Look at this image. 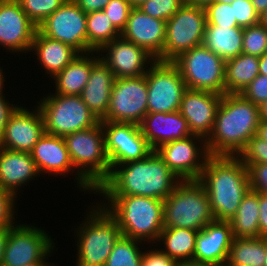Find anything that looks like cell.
<instances>
[{"instance_id":"obj_56","label":"cell","mask_w":267,"mask_h":266,"mask_svg":"<svg viewBox=\"0 0 267 266\" xmlns=\"http://www.w3.org/2000/svg\"><path fill=\"white\" fill-rule=\"evenodd\" d=\"M5 75H4V72H3V69H2V67L0 66V98H2V97H5L4 95V93H3V89H6L5 87H3V86H5L6 84L4 83L5 82V77H4Z\"/></svg>"},{"instance_id":"obj_22","label":"cell","mask_w":267,"mask_h":266,"mask_svg":"<svg viewBox=\"0 0 267 266\" xmlns=\"http://www.w3.org/2000/svg\"><path fill=\"white\" fill-rule=\"evenodd\" d=\"M233 239L229 221L213 220L198 231L193 262L225 266Z\"/></svg>"},{"instance_id":"obj_1","label":"cell","mask_w":267,"mask_h":266,"mask_svg":"<svg viewBox=\"0 0 267 266\" xmlns=\"http://www.w3.org/2000/svg\"><path fill=\"white\" fill-rule=\"evenodd\" d=\"M180 182L158 153L152 151L142 160L112 166L95 194L138 195L164 201Z\"/></svg>"},{"instance_id":"obj_38","label":"cell","mask_w":267,"mask_h":266,"mask_svg":"<svg viewBox=\"0 0 267 266\" xmlns=\"http://www.w3.org/2000/svg\"><path fill=\"white\" fill-rule=\"evenodd\" d=\"M206 25L239 27L234 17L233 7L228 3L213 2L204 8Z\"/></svg>"},{"instance_id":"obj_45","label":"cell","mask_w":267,"mask_h":266,"mask_svg":"<svg viewBox=\"0 0 267 266\" xmlns=\"http://www.w3.org/2000/svg\"><path fill=\"white\" fill-rule=\"evenodd\" d=\"M141 266H178V263L154 246L153 249L143 251Z\"/></svg>"},{"instance_id":"obj_13","label":"cell","mask_w":267,"mask_h":266,"mask_svg":"<svg viewBox=\"0 0 267 266\" xmlns=\"http://www.w3.org/2000/svg\"><path fill=\"white\" fill-rule=\"evenodd\" d=\"M146 76L116 79L102 121L140 124L148 113Z\"/></svg>"},{"instance_id":"obj_4","label":"cell","mask_w":267,"mask_h":266,"mask_svg":"<svg viewBox=\"0 0 267 266\" xmlns=\"http://www.w3.org/2000/svg\"><path fill=\"white\" fill-rule=\"evenodd\" d=\"M101 196L107 202L100 200L99 204L117 221L123 236L156 245L164 228L163 200L138 195Z\"/></svg>"},{"instance_id":"obj_2","label":"cell","mask_w":267,"mask_h":266,"mask_svg":"<svg viewBox=\"0 0 267 266\" xmlns=\"http://www.w3.org/2000/svg\"><path fill=\"white\" fill-rule=\"evenodd\" d=\"M198 181L205 187L215 220L229 221L251 189L249 170L238 156L210 155Z\"/></svg>"},{"instance_id":"obj_33","label":"cell","mask_w":267,"mask_h":266,"mask_svg":"<svg viewBox=\"0 0 267 266\" xmlns=\"http://www.w3.org/2000/svg\"><path fill=\"white\" fill-rule=\"evenodd\" d=\"M267 238H235L225 266H265Z\"/></svg>"},{"instance_id":"obj_30","label":"cell","mask_w":267,"mask_h":266,"mask_svg":"<svg viewBox=\"0 0 267 266\" xmlns=\"http://www.w3.org/2000/svg\"><path fill=\"white\" fill-rule=\"evenodd\" d=\"M259 75V57L241 53L225 61V94L241 93Z\"/></svg>"},{"instance_id":"obj_42","label":"cell","mask_w":267,"mask_h":266,"mask_svg":"<svg viewBox=\"0 0 267 266\" xmlns=\"http://www.w3.org/2000/svg\"><path fill=\"white\" fill-rule=\"evenodd\" d=\"M231 6L239 27L245 28L259 23V15L256 13L251 0H235Z\"/></svg>"},{"instance_id":"obj_20","label":"cell","mask_w":267,"mask_h":266,"mask_svg":"<svg viewBox=\"0 0 267 266\" xmlns=\"http://www.w3.org/2000/svg\"><path fill=\"white\" fill-rule=\"evenodd\" d=\"M35 110L17 106L5 126L0 147L12 151L31 153L34 145L45 133L44 119L40 108Z\"/></svg>"},{"instance_id":"obj_12","label":"cell","mask_w":267,"mask_h":266,"mask_svg":"<svg viewBox=\"0 0 267 266\" xmlns=\"http://www.w3.org/2000/svg\"><path fill=\"white\" fill-rule=\"evenodd\" d=\"M53 238L30 224L14 225L5 244L2 266H26L42 262L54 252Z\"/></svg>"},{"instance_id":"obj_10","label":"cell","mask_w":267,"mask_h":266,"mask_svg":"<svg viewBox=\"0 0 267 266\" xmlns=\"http://www.w3.org/2000/svg\"><path fill=\"white\" fill-rule=\"evenodd\" d=\"M206 14L202 7L184 4L166 21L165 44L158 61H173L181 53L203 44Z\"/></svg>"},{"instance_id":"obj_43","label":"cell","mask_w":267,"mask_h":266,"mask_svg":"<svg viewBox=\"0 0 267 266\" xmlns=\"http://www.w3.org/2000/svg\"><path fill=\"white\" fill-rule=\"evenodd\" d=\"M16 196L0 188V228L16 225Z\"/></svg>"},{"instance_id":"obj_49","label":"cell","mask_w":267,"mask_h":266,"mask_svg":"<svg viewBox=\"0 0 267 266\" xmlns=\"http://www.w3.org/2000/svg\"><path fill=\"white\" fill-rule=\"evenodd\" d=\"M110 0H75L74 2L86 14L101 11Z\"/></svg>"},{"instance_id":"obj_19","label":"cell","mask_w":267,"mask_h":266,"mask_svg":"<svg viewBox=\"0 0 267 266\" xmlns=\"http://www.w3.org/2000/svg\"><path fill=\"white\" fill-rule=\"evenodd\" d=\"M37 30V25L16 0H0V47L3 46V50L17 54L30 52Z\"/></svg>"},{"instance_id":"obj_37","label":"cell","mask_w":267,"mask_h":266,"mask_svg":"<svg viewBox=\"0 0 267 266\" xmlns=\"http://www.w3.org/2000/svg\"><path fill=\"white\" fill-rule=\"evenodd\" d=\"M28 18L39 25L53 14L65 1L64 0H16Z\"/></svg>"},{"instance_id":"obj_60","label":"cell","mask_w":267,"mask_h":266,"mask_svg":"<svg viewBox=\"0 0 267 266\" xmlns=\"http://www.w3.org/2000/svg\"><path fill=\"white\" fill-rule=\"evenodd\" d=\"M46 260H48V257L43 260L42 262H38V263H35V264H31V265H26V266H55L53 263L51 265V262H47Z\"/></svg>"},{"instance_id":"obj_62","label":"cell","mask_w":267,"mask_h":266,"mask_svg":"<svg viewBox=\"0 0 267 266\" xmlns=\"http://www.w3.org/2000/svg\"><path fill=\"white\" fill-rule=\"evenodd\" d=\"M265 266H267V255H266V258H265Z\"/></svg>"},{"instance_id":"obj_5","label":"cell","mask_w":267,"mask_h":266,"mask_svg":"<svg viewBox=\"0 0 267 266\" xmlns=\"http://www.w3.org/2000/svg\"><path fill=\"white\" fill-rule=\"evenodd\" d=\"M89 209L84 221L74 228L77 236L75 266H104L122 233L117 221L99 203Z\"/></svg>"},{"instance_id":"obj_7","label":"cell","mask_w":267,"mask_h":266,"mask_svg":"<svg viewBox=\"0 0 267 266\" xmlns=\"http://www.w3.org/2000/svg\"><path fill=\"white\" fill-rule=\"evenodd\" d=\"M64 139L76 173L96 191L111 172L102 121L92 128L68 134Z\"/></svg>"},{"instance_id":"obj_9","label":"cell","mask_w":267,"mask_h":266,"mask_svg":"<svg viewBox=\"0 0 267 266\" xmlns=\"http://www.w3.org/2000/svg\"><path fill=\"white\" fill-rule=\"evenodd\" d=\"M187 89L225 94V61L203 44L181 53L172 61Z\"/></svg>"},{"instance_id":"obj_39","label":"cell","mask_w":267,"mask_h":266,"mask_svg":"<svg viewBox=\"0 0 267 266\" xmlns=\"http://www.w3.org/2000/svg\"><path fill=\"white\" fill-rule=\"evenodd\" d=\"M183 5V0H147L138 8L153 18L167 21Z\"/></svg>"},{"instance_id":"obj_36","label":"cell","mask_w":267,"mask_h":266,"mask_svg":"<svg viewBox=\"0 0 267 266\" xmlns=\"http://www.w3.org/2000/svg\"><path fill=\"white\" fill-rule=\"evenodd\" d=\"M267 52V28L260 22L243 28L242 53L261 57Z\"/></svg>"},{"instance_id":"obj_52","label":"cell","mask_w":267,"mask_h":266,"mask_svg":"<svg viewBox=\"0 0 267 266\" xmlns=\"http://www.w3.org/2000/svg\"><path fill=\"white\" fill-rule=\"evenodd\" d=\"M256 136L261 140L267 141V121L260 120Z\"/></svg>"},{"instance_id":"obj_41","label":"cell","mask_w":267,"mask_h":266,"mask_svg":"<svg viewBox=\"0 0 267 266\" xmlns=\"http://www.w3.org/2000/svg\"><path fill=\"white\" fill-rule=\"evenodd\" d=\"M132 8L128 0H110L103 11L121 33L126 27Z\"/></svg>"},{"instance_id":"obj_21","label":"cell","mask_w":267,"mask_h":266,"mask_svg":"<svg viewBox=\"0 0 267 266\" xmlns=\"http://www.w3.org/2000/svg\"><path fill=\"white\" fill-rule=\"evenodd\" d=\"M222 96L206 90L187 89L184 92L179 112L187 120L193 135L207 139L211 134Z\"/></svg>"},{"instance_id":"obj_27","label":"cell","mask_w":267,"mask_h":266,"mask_svg":"<svg viewBox=\"0 0 267 266\" xmlns=\"http://www.w3.org/2000/svg\"><path fill=\"white\" fill-rule=\"evenodd\" d=\"M33 51L41 68L51 78L61 72L79 54L70 45L44 36L38 30L33 39L30 52Z\"/></svg>"},{"instance_id":"obj_51","label":"cell","mask_w":267,"mask_h":266,"mask_svg":"<svg viewBox=\"0 0 267 266\" xmlns=\"http://www.w3.org/2000/svg\"><path fill=\"white\" fill-rule=\"evenodd\" d=\"M251 3L259 16L267 11V0H251Z\"/></svg>"},{"instance_id":"obj_14","label":"cell","mask_w":267,"mask_h":266,"mask_svg":"<svg viewBox=\"0 0 267 266\" xmlns=\"http://www.w3.org/2000/svg\"><path fill=\"white\" fill-rule=\"evenodd\" d=\"M155 151L181 181L199 180L210 156L206 139L198 135L165 143Z\"/></svg>"},{"instance_id":"obj_40","label":"cell","mask_w":267,"mask_h":266,"mask_svg":"<svg viewBox=\"0 0 267 266\" xmlns=\"http://www.w3.org/2000/svg\"><path fill=\"white\" fill-rule=\"evenodd\" d=\"M238 157L249 169L253 164L267 163V141L261 140L256 135L250 138L246 147Z\"/></svg>"},{"instance_id":"obj_26","label":"cell","mask_w":267,"mask_h":266,"mask_svg":"<svg viewBox=\"0 0 267 266\" xmlns=\"http://www.w3.org/2000/svg\"><path fill=\"white\" fill-rule=\"evenodd\" d=\"M115 80L116 77L111 69L99 59L92 66L89 80L80 94L83 102L99 121L107 115Z\"/></svg>"},{"instance_id":"obj_25","label":"cell","mask_w":267,"mask_h":266,"mask_svg":"<svg viewBox=\"0 0 267 266\" xmlns=\"http://www.w3.org/2000/svg\"><path fill=\"white\" fill-rule=\"evenodd\" d=\"M38 175L40 177L31 153L0 147V188L17 197L18 191Z\"/></svg>"},{"instance_id":"obj_59","label":"cell","mask_w":267,"mask_h":266,"mask_svg":"<svg viewBox=\"0 0 267 266\" xmlns=\"http://www.w3.org/2000/svg\"><path fill=\"white\" fill-rule=\"evenodd\" d=\"M259 22L267 28V11H265L261 16H259Z\"/></svg>"},{"instance_id":"obj_53","label":"cell","mask_w":267,"mask_h":266,"mask_svg":"<svg viewBox=\"0 0 267 266\" xmlns=\"http://www.w3.org/2000/svg\"><path fill=\"white\" fill-rule=\"evenodd\" d=\"M184 4L205 8L209 4L215 2V0H183Z\"/></svg>"},{"instance_id":"obj_11","label":"cell","mask_w":267,"mask_h":266,"mask_svg":"<svg viewBox=\"0 0 267 266\" xmlns=\"http://www.w3.org/2000/svg\"><path fill=\"white\" fill-rule=\"evenodd\" d=\"M148 112L170 113L179 111L187 86L178 67L172 61L155 60L148 68Z\"/></svg>"},{"instance_id":"obj_17","label":"cell","mask_w":267,"mask_h":266,"mask_svg":"<svg viewBox=\"0 0 267 266\" xmlns=\"http://www.w3.org/2000/svg\"><path fill=\"white\" fill-rule=\"evenodd\" d=\"M98 54L100 59L114 73L116 79L143 76L147 73L149 66L156 60L144 48L122 36L104 45L98 51Z\"/></svg>"},{"instance_id":"obj_23","label":"cell","mask_w":267,"mask_h":266,"mask_svg":"<svg viewBox=\"0 0 267 266\" xmlns=\"http://www.w3.org/2000/svg\"><path fill=\"white\" fill-rule=\"evenodd\" d=\"M166 21L145 14L140 8H132L121 36L144 48L157 59L165 44Z\"/></svg>"},{"instance_id":"obj_31","label":"cell","mask_w":267,"mask_h":266,"mask_svg":"<svg viewBox=\"0 0 267 266\" xmlns=\"http://www.w3.org/2000/svg\"><path fill=\"white\" fill-rule=\"evenodd\" d=\"M197 234L198 231L187 228L164 227L156 244L162 243L165 248L160 249L178 264L193 262Z\"/></svg>"},{"instance_id":"obj_46","label":"cell","mask_w":267,"mask_h":266,"mask_svg":"<svg viewBox=\"0 0 267 266\" xmlns=\"http://www.w3.org/2000/svg\"><path fill=\"white\" fill-rule=\"evenodd\" d=\"M248 170L251 189L267 194V163L253 164Z\"/></svg>"},{"instance_id":"obj_18","label":"cell","mask_w":267,"mask_h":266,"mask_svg":"<svg viewBox=\"0 0 267 266\" xmlns=\"http://www.w3.org/2000/svg\"><path fill=\"white\" fill-rule=\"evenodd\" d=\"M31 156L39 174H53L55 177L72 172L74 176L76 175L74 181L77 180V188L79 187L81 192L95 194V190L78 173H75L64 137L45 132L34 145Z\"/></svg>"},{"instance_id":"obj_24","label":"cell","mask_w":267,"mask_h":266,"mask_svg":"<svg viewBox=\"0 0 267 266\" xmlns=\"http://www.w3.org/2000/svg\"><path fill=\"white\" fill-rule=\"evenodd\" d=\"M139 126L142 135L153 151L165 143L193 135L187 120L179 111L170 113L148 112Z\"/></svg>"},{"instance_id":"obj_35","label":"cell","mask_w":267,"mask_h":266,"mask_svg":"<svg viewBox=\"0 0 267 266\" xmlns=\"http://www.w3.org/2000/svg\"><path fill=\"white\" fill-rule=\"evenodd\" d=\"M140 245L141 241L121 235L104 266H141L144 250Z\"/></svg>"},{"instance_id":"obj_34","label":"cell","mask_w":267,"mask_h":266,"mask_svg":"<svg viewBox=\"0 0 267 266\" xmlns=\"http://www.w3.org/2000/svg\"><path fill=\"white\" fill-rule=\"evenodd\" d=\"M86 28L88 46L97 52L104 45L121 36L103 10L87 14Z\"/></svg>"},{"instance_id":"obj_6","label":"cell","mask_w":267,"mask_h":266,"mask_svg":"<svg viewBox=\"0 0 267 266\" xmlns=\"http://www.w3.org/2000/svg\"><path fill=\"white\" fill-rule=\"evenodd\" d=\"M163 202L164 227L199 231L215 220L208 194L198 180L181 181Z\"/></svg>"},{"instance_id":"obj_8","label":"cell","mask_w":267,"mask_h":266,"mask_svg":"<svg viewBox=\"0 0 267 266\" xmlns=\"http://www.w3.org/2000/svg\"><path fill=\"white\" fill-rule=\"evenodd\" d=\"M49 94L37 102L46 133L65 137L73 132L92 128L100 122L80 95Z\"/></svg>"},{"instance_id":"obj_50","label":"cell","mask_w":267,"mask_h":266,"mask_svg":"<svg viewBox=\"0 0 267 266\" xmlns=\"http://www.w3.org/2000/svg\"><path fill=\"white\" fill-rule=\"evenodd\" d=\"M12 227L0 228V266H2L3 254L5 250V244L9 235V231Z\"/></svg>"},{"instance_id":"obj_3","label":"cell","mask_w":267,"mask_h":266,"mask_svg":"<svg viewBox=\"0 0 267 266\" xmlns=\"http://www.w3.org/2000/svg\"><path fill=\"white\" fill-rule=\"evenodd\" d=\"M260 122L259 106L238 94H224L213 130L206 139L209 155L238 156Z\"/></svg>"},{"instance_id":"obj_44","label":"cell","mask_w":267,"mask_h":266,"mask_svg":"<svg viewBox=\"0 0 267 266\" xmlns=\"http://www.w3.org/2000/svg\"><path fill=\"white\" fill-rule=\"evenodd\" d=\"M240 94L260 106L267 100V75L259 74Z\"/></svg>"},{"instance_id":"obj_32","label":"cell","mask_w":267,"mask_h":266,"mask_svg":"<svg viewBox=\"0 0 267 266\" xmlns=\"http://www.w3.org/2000/svg\"><path fill=\"white\" fill-rule=\"evenodd\" d=\"M229 222L235 238H258L259 192L250 189Z\"/></svg>"},{"instance_id":"obj_47","label":"cell","mask_w":267,"mask_h":266,"mask_svg":"<svg viewBox=\"0 0 267 266\" xmlns=\"http://www.w3.org/2000/svg\"><path fill=\"white\" fill-rule=\"evenodd\" d=\"M259 237L267 238V194L259 192Z\"/></svg>"},{"instance_id":"obj_54","label":"cell","mask_w":267,"mask_h":266,"mask_svg":"<svg viewBox=\"0 0 267 266\" xmlns=\"http://www.w3.org/2000/svg\"><path fill=\"white\" fill-rule=\"evenodd\" d=\"M259 74L267 75V52L259 57Z\"/></svg>"},{"instance_id":"obj_28","label":"cell","mask_w":267,"mask_h":266,"mask_svg":"<svg viewBox=\"0 0 267 266\" xmlns=\"http://www.w3.org/2000/svg\"><path fill=\"white\" fill-rule=\"evenodd\" d=\"M97 51L79 53L61 72L53 79L56 89L54 94L80 95L86 83L92 66L100 59ZM93 55V56H92Z\"/></svg>"},{"instance_id":"obj_16","label":"cell","mask_w":267,"mask_h":266,"mask_svg":"<svg viewBox=\"0 0 267 266\" xmlns=\"http://www.w3.org/2000/svg\"><path fill=\"white\" fill-rule=\"evenodd\" d=\"M110 166L146 158L153 150L135 123L102 121Z\"/></svg>"},{"instance_id":"obj_55","label":"cell","mask_w":267,"mask_h":266,"mask_svg":"<svg viewBox=\"0 0 267 266\" xmlns=\"http://www.w3.org/2000/svg\"><path fill=\"white\" fill-rule=\"evenodd\" d=\"M260 120L267 121V100L259 106Z\"/></svg>"},{"instance_id":"obj_29","label":"cell","mask_w":267,"mask_h":266,"mask_svg":"<svg viewBox=\"0 0 267 266\" xmlns=\"http://www.w3.org/2000/svg\"><path fill=\"white\" fill-rule=\"evenodd\" d=\"M243 28L206 25L203 45L224 61L242 53Z\"/></svg>"},{"instance_id":"obj_57","label":"cell","mask_w":267,"mask_h":266,"mask_svg":"<svg viewBox=\"0 0 267 266\" xmlns=\"http://www.w3.org/2000/svg\"><path fill=\"white\" fill-rule=\"evenodd\" d=\"M178 266H216L212 264H204V263H195V262H186V263H180Z\"/></svg>"},{"instance_id":"obj_48","label":"cell","mask_w":267,"mask_h":266,"mask_svg":"<svg viewBox=\"0 0 267 266\" xmlns=\"http://www.w3.org/2000/svg\"><path fill=\"white\" fill-rule=\"evenodd\" d=\"M17 106V104H11L5 97L0 98V141L8 119Z\"/></svg>"},{"instance_id":"obj_15","label":"cell","mask_w":267,"mask_h":266,"mask_svg":"<svg viewBox=\"0 0 267 266\" xmlns=\"http://www.w3.org/2000/svg\"><path fill=\"white\" fill-rule=\"evenodd\" d=\"M86 20L87 14L74 1H65L37 27L42 35L88 53L93 50L88 46Z\"/></svg>"},{"instance_id":"obj_61","label":"cell","mask_w":267,"mask_h":266,"mask_svg":"<svg viewBox=\"0 0 267 266\" xmlns=\"http://www.w3.org/2000/svg\"><path fill=\"white\" fill-rule=\"evenodd\" d=\"M216 2H221V3H228L231 4L235 0H215Z\"/></svg>"},{"instance_id":"obj_58","label":"cell","mask_w":267,"mask_h":266,"mask_svg":"<svg viewBox=\"0 0 267 266\" xmlns=\"http://www.w3.org/2000/svg\"><path fill=\"white\" fill-rule=\"evenodd\" d=\"M130 5L133 7V8H137L139 7L140 5H142L144 2H146L147 0H128Z\"/></svg>"}]
</instances>
